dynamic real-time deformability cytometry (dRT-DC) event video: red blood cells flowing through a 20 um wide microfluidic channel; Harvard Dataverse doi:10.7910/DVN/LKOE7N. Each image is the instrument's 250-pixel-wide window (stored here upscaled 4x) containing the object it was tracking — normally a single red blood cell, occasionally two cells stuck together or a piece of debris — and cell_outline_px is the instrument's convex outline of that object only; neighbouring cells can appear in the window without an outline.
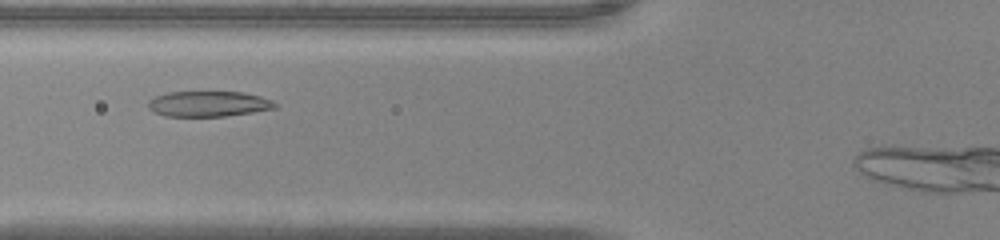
{"species": "common noctule bat (a hibernating species)", "species_latin": "Nyctalus noctula", "temperature_condition": "warm", "stored_images_in_passage": 36, "camera_frame_rate_fps": 3000, "um_per_image_px": 0.085, "animal": {"sex": "male", "body_mass_g": 20.0, "forearm_length_mm": 53.3}, "frame": {"image": 1, "passage_image": 11, "time_ms": 3.333, "image_size_px": [1000, 240], "cell_outline_px": [[280, 104], [276, 108], [252, 112], [224, 116], [164, 116], [152, 112], [148, 108], [148, 100], [156, 96], [168, 92], [240, 92], [260, 96], [272, 100]], "centroid_in_image_um": [17.71, 8.83], "position_along_channel_um": 108.1, "area_um2": 18.9}}
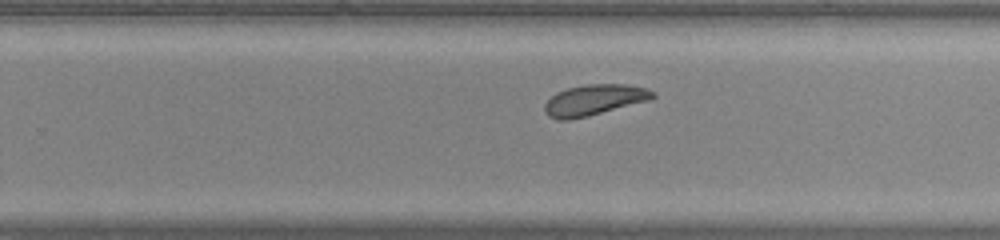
{"frame": {"image": 2, "passage_image": 24, "time_ms": 7.667, "image_size_px": [1000, 240], "cell_outline_px": [[656, 96], [652, 100], [588, 116], [568, 120], [556, 120], [548, 116], [544, 112], [544, 104], [556, 92], [568, 88], [588, 84], [624, 84], [644, 88], [656, 92]], "centroid_in_image_um": [50.51, 8.51], "position_along_channel_um": 279.3, "area_um2": 19.54}}
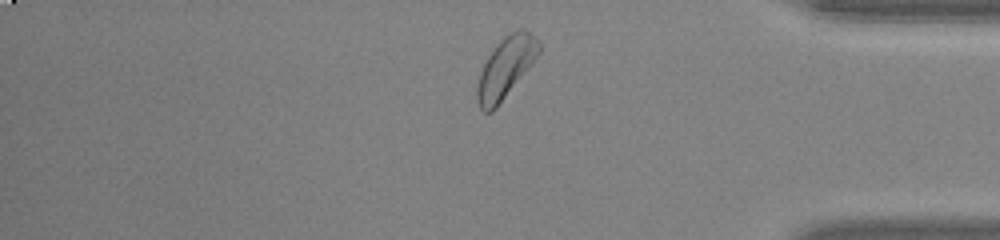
{"frame": {"image": 3, "passage_image": 34, "time_ms": 11.0, "image_size_px": [1000, 240], "cell_outline_px": [[540, 52], [496, 108], [492, 112], [484, 112], [480, 108], [476, 100], [476, 88], [480, 72], [488, 56], [500, 40], [504, 36], [520, 28], [524, 28], [540, 44]], "centroid_in_image_um": [42.94, 5.77], "position_along_channel_um": 392.3, "area_um2": 21.33}}